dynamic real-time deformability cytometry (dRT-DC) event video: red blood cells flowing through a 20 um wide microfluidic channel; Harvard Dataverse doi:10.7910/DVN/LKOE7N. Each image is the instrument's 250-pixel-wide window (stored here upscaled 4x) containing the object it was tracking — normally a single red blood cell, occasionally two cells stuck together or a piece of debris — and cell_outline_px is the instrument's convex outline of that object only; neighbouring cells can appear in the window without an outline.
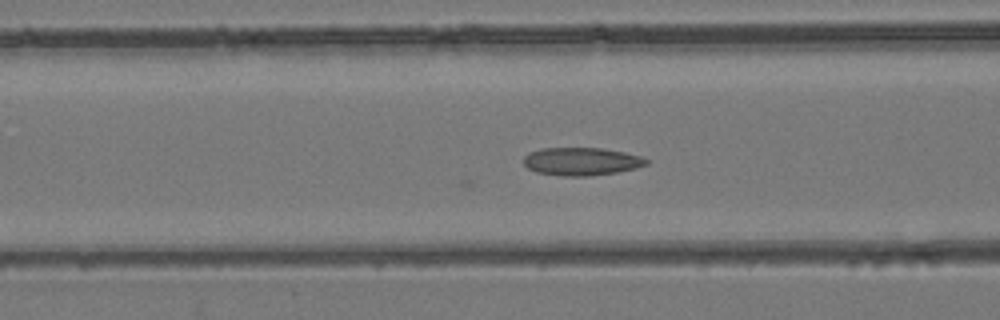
{"species": "common noctule bat (a hibernating species)", "species_latin": "Nyctalus noctula", "temperature_condition": "room temperature", "stored_images_in_passage": 21, "camera_frame_rate_fps": 3000, "um_per_image_px": 0.085, "animal": {"sex": "female", "body_mass_g": 24.6, "forearm_length_mm": 56.2}, "frame": {"image": 1, "passage_image": 5, "time_ms": 1.333, "image_size_px": [1000, 320], "cell_outline_px": [[648, 164], [636, 168], [616, 172], [588, 176], [560, 176], [536, 172], [528, 168], [524, 164], [524, 156], [528, 152], [544, 148], [600, 148], [624, 152], [640, 156], [648, 160]], "centroid_in_image_um": [49.4, 13.72], "position_along_channel_um": 117.2, "area_um2": 19.94}}
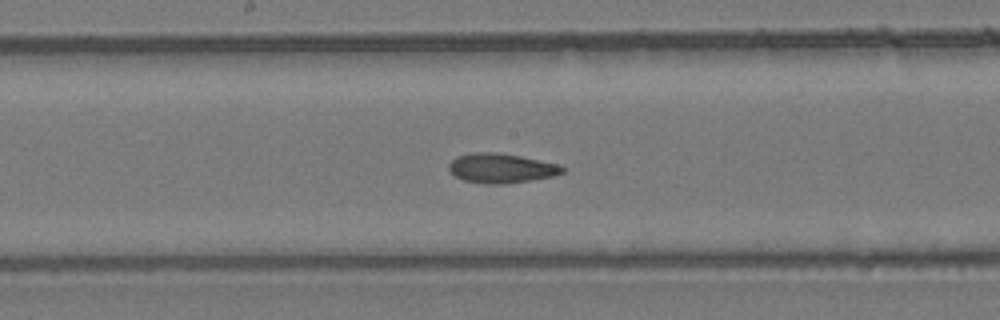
{"frame": {"image": 2, "passage_image": 11, "time_ms": 3.333, "image_size_px": [1000, 320], "cell_outline_px": [[568, 168], [564, 172], [552, 176], [504, 184], [488, 184], [464, 180], [456, 176], [448, 168], [448, 164], [456, 156], [476, 152], [500, 152], [520, 156], [556, 164]], "centroid_in_image_um": [42.59, 14.28], "position_along_channel_um": 205.6, "area_um2": 19.36}}
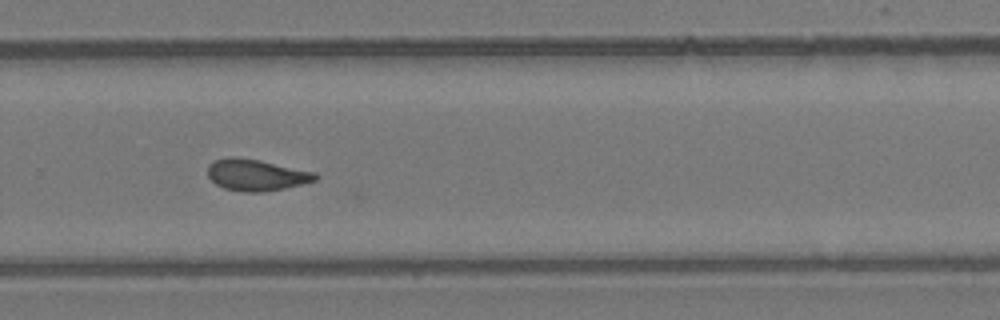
{"frame": {"image": 3, "passage_image": 18, "time_ms": 5.667, "image_size_px": [1000, 320], "cell_outline_px": [[320, 176], [316, 180], [284, 188], [260, 192], [244, 192], [224, 188], [216, 184], [208, 176], [208, 164], [216, 160], [228, 156], [236, 156], [260, 160], [316, 172]], "centroid_in_image_um": [21.78, 14.85], "position_along_channel_um": 308.0, "area_um2": 19.77}}